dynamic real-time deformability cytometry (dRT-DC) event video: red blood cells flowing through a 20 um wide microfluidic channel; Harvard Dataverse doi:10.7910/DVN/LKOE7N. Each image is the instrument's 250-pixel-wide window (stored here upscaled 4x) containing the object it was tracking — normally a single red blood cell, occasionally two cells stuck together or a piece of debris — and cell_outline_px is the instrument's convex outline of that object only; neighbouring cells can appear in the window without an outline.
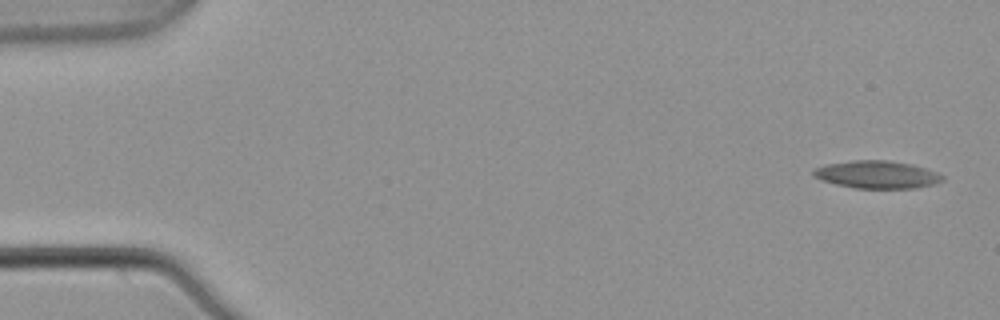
{"species": "common noctule bat (a hibernating species)", "species_latin": "Nyctalus noctula", "temperature_condition": "warm", "stored_images_in_passage": 5, "camera_frame_rate_fps": 3000, "um_per_image_px": 0.085, "animal": {"sex": "male", "body_mass_g": 21.5, "forearm_length_mm": 52.0}, "frame": {"image": 1, "passage_image": 1, "time_ms": 0.0, "image_size_px": [1000, 320], "cell_outline_px": [[944, 180], [932, 184], [916, 188], [856, 188], [836, 184], [820, 180], [812, 176], [812, 172], [816, 168], [824, 164], [852, 160], [888, 160], [912, 164], [936, 172], [944, 176]], "centroid_in_image_um": [74.51, 14.83], "position_along_channel_um": 10.5, "area_um2": 20.81}}
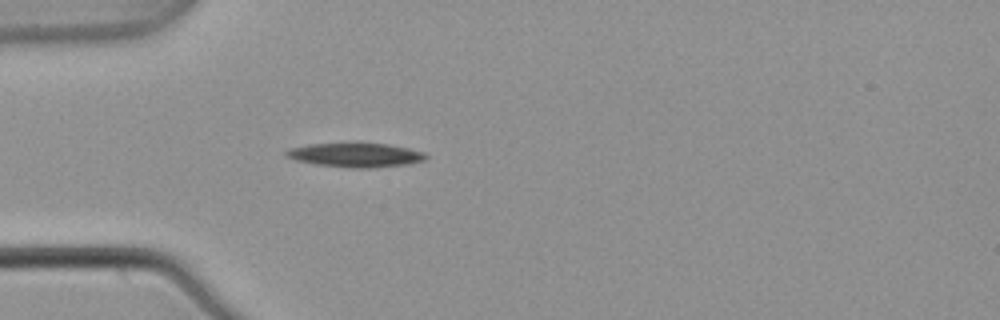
{"frame": {"image": 2, "passage_image": 5, "time_ms": 1.333, "image_size_px": [1000, 320], "cell_outline_px": [[428, 156], [424, 160], [404, 164], [372, 168], [352, 168], [316, 164], [296, 160], [284, 156], [284, 152], [288, 148], [308, 144], [388, 144], [408, 148], [424, 152]], "centroid_in_image_um": [30.18, 13.18], "position_along_channel_um": 54.8, "area_um2": 19.36}}